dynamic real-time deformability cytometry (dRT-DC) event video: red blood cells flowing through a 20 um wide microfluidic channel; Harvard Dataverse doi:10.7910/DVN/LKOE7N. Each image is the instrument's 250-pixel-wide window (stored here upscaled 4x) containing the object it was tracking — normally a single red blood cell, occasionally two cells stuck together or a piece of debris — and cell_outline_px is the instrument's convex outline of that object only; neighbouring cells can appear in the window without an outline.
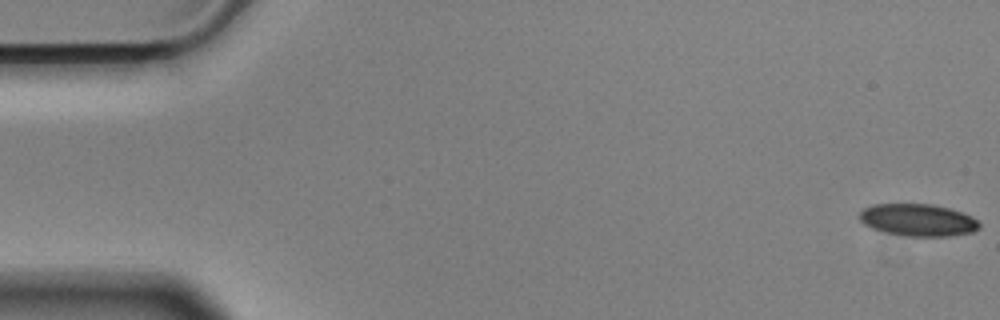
{"species": "Egyptian fruit bat (a non-hibernating species)", "species_latin": "Rousettus aegyptiacus", "temperature_condition": "cold", "stored_images_in_passage": 56, "camera_frame_rate_fps": 3000, "um_per_image_px": 0.085, "animal": {"sex": "male"}, "frame": {"image": 1, "passage_image": 1, "time_ms": 0.0, "image_size_px": [1000, 320], "cell_outline_px": [[980, 228], [972, 232], [952, 236], [908, 236], [884, 232], [872, 228], [864, 224], [860, 220], [860, 212], [864, 208], [872, 204], [932, 204], [948, 208], [972, 216], [980, 224]], "centroid_in_image_um": [78.02, 18.7], "position_along_channel_um": 7.0, "area_um2": 22.43}}
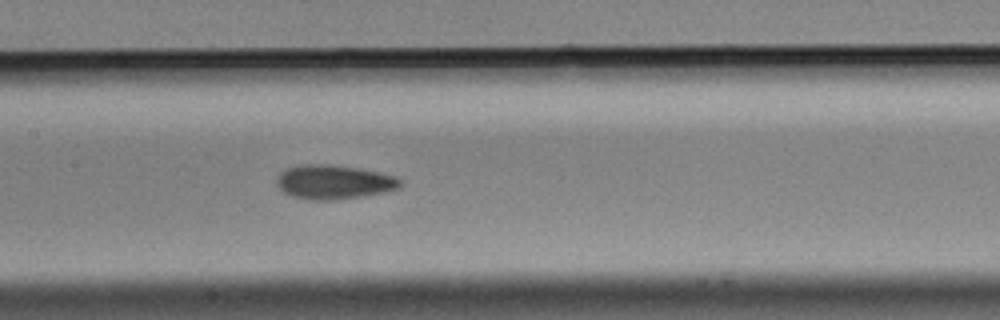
{"frame": {"image": 2, "passage_image": 27, "time_ms": 8.667, "image_size_px": [1000, 320], "cell_outline_px": [[400, 188], [384, 192], [364, 196], [336, 200], [308, 200], [292, 196], [284, 192], [276, 184], [276, 180], [280, 172], [288, 168], [300, 164], [328, 164], [360, 168], [380, 172], [396, 176], [400, 180]], "centroid_in_image_um": [28.38, 15.47], "position_along_channel_um": 179.0, "area_um2": 24.8}}
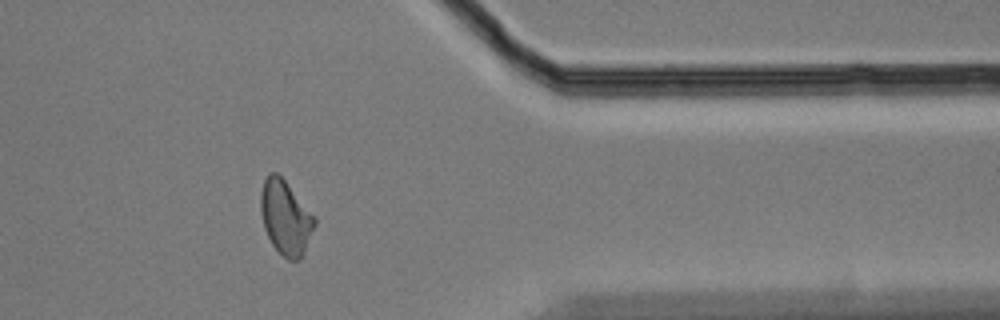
{"frame": {"image": 3, "passage_image": 46, "time_ms": 15.0, "image_size_px": [1000, 320], "cell_outline_px": [[316, 224], [304, 252], [300, 260], [288, 260], [272, 244], [264, 228], [260, 208], [260, 192], [264, 180], [268, 172], [276, 172], [284, 180], [316, 216]], "centroid_in_image_um": [24.28, 18.47], "position_along_channel_um": 387.1, "area_um2": 23.29}, "authors_computed_cell_mechanics": {"area_um2": 23.3512, "velocity_mm_per_s": 3.5583, "shape_relaxation_time_tau1_ms": 10.7628, "shape_relaxation_time_tau2_ms": 3.4867, "deformation_change_tau1": 0.1535, "deformation_change_tau2": 0.1031}}